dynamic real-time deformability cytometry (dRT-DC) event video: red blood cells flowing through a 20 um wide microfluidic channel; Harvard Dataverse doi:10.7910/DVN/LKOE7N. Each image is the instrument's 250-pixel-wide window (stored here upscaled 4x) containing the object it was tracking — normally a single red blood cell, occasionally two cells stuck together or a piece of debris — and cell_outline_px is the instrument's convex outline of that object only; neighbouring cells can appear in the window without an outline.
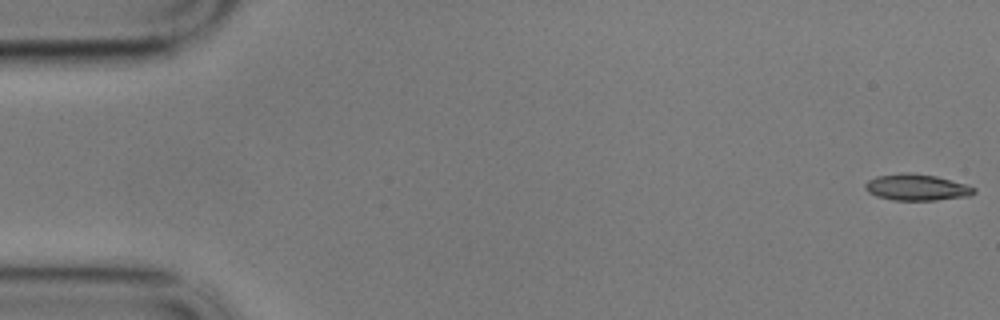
{"species": "common noctule bat (a hibernating species)", "species_latin": "Nyctalus noctula", "temperature_condition": "cold", "stored_images_in_passage": 52, "camera_frame_rate_fps": 3000, "um_per_image_px": 0.085, "animal": {"sex": "male", "body_mass_g": 17.9}, "frame": {"image": 1, "passage_image": 1, "time_ms": 0.0, "image_size_px": [1000, 320], "cell_outline_px": [[976, 192], [972, 196], [936, 200], [892, 200], [876, 196], [868, 192], [864, 188], [864, 184], [868, 180], [876, 176], [904, 172], [908, 172], [936, 176], [968, 184], [976, 188]], "centroid_in_image_um": [77.94, 15.92], "position_along_channel_um": 7.1, "area_um2": 16.99}}
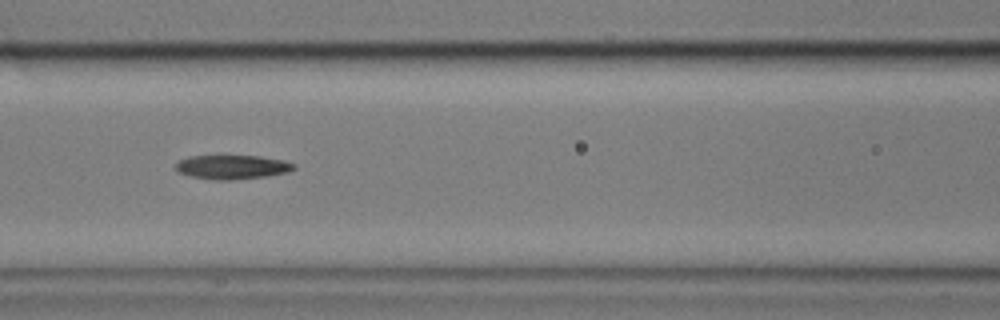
{"frame": {"image": 2, "passage_image": 25, "time_ms": 8.0, "image_size_px": [1000, 320], "cell_outline_px": [[296, 168], [288, 172], [268, 176], [232, 180], [216, 180], [192, 176], [180, 172], [176, 168], [176, 164], [180, 160], [188, 156], [260, 156], [284, 160], [296, 164]], "centroid_in_image_um": [19.8, 14.2], "position_along_channel_um": 146.8, "area_um2": 16.53}}
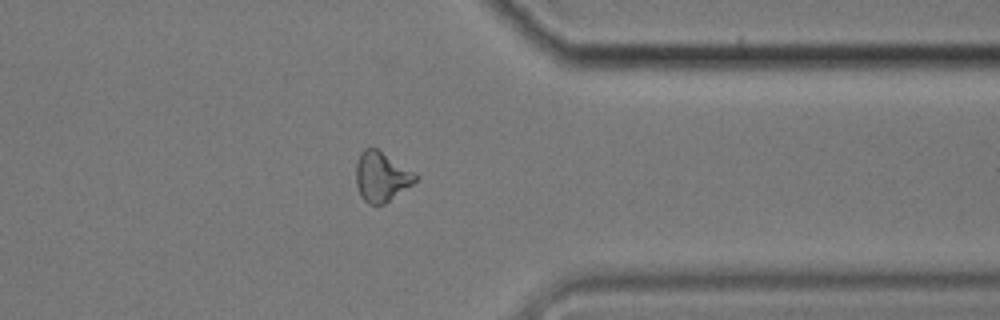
{"frame": {"image": 3, "passage_image": 46, "time_ms": 15.0, "image_size_px": [1000, 320], "cell_outline_px": [[420, 176], [412, 184], [384, 204], [368, 204], [360, 196], [356, 184], [356, 164], [360, 152], [364, 148], [376, 148]], "centroid_in_image_um": [32.39, 15.02], "position_along_channel_um": 379.0, "area_um2": 17.05}, "authors_computed_cell_mechanics": {"area_um2": 16.5308, "velocity_mm_per_s": 3.4252, "shape_relaxation_time_tau1_ms": 4.889, "shape_relaxation_time_tau2_ms": null, "deformation_change_tau1": 0.1694, "deformation_change_tau2": null}}